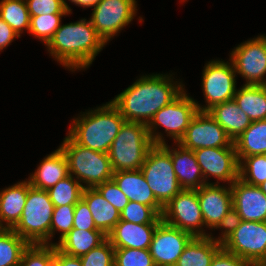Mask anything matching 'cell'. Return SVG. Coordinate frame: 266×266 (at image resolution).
<instances>
[{
	"instance_id": "f35d334b",
	"label": "cell",
	"mask_w": 266,
	"mask_h": 266,
	"mask_svg": "<svg viewBox=\"0 0 266 266\" xmlns=\"http://www.w3.org/2000/svg\"><path fill=\"white\" fill-rule=\"evenodd\" d=\"M115 249L107 238L102 244L80 257L82 266H114Z\"/></svg>"
},
{
	"instance_id": "7c38bea8",
	"label": "cell",
	"mask_w": 266,
	"mask_h": 266,
	"mask_svg": "<svg viewBox=\"0 0 266 266\" xmlns=\"http://www.w3.org/2000/svg\"><path fill=\"white\" fill-rule=\"evenodd\" d=\"M137 11L136 0H101L94 6L90 20L107 44L133 21Z\"/></svg>"
},
{
	"instance_id": "4fadbf2b",
	"label": "cell",
	"mask_w": 266,
	"mask_h": 266,
	"mask_svg": "<svg viewBox=\"0 0 266 266\" xmlns=\"http://www.w3.org/2000/svg\"><path fill=\"white\" fill-rule=\"evenodd\" d=\"M245 85H266V35L247 40L232 50L229 58Z\"/></svg>"
},
{
	"instance_id": "6da1fadb",
	"label": "cell",
	"mask_w": 266,
	"mask_h": 266,
	"mask_svg": "<svg viewBox=\"0 0 266 266\" xmlns=\"http://www.w3.org/2000/svg\"><path fill=\"white\" fill-rule=\"evenodd\" d=\"M172 75H142L110 102L119 110L125 121L147 125L161 108L185 90L182 81H174Z\"/></svg>"
},
{
	"instance_id": "f6af8a7d",
	"label": "cell",
	"mask_w": 266,
	"mask_h": 266,
	"mask_svg": "<svg viewBox=\"0 0 266 266\" xmlns=\"http://www.w3.org/2000/svg\"><path fill=\"white\" fill-rule=\"evenodd\" d=\"M54 266H82L80 257L67 255L55 246Z\"/></svg>"
},
{
	"instance_id": "7bdbcfd3",
	"label": "cell",
	"mask_w": 266,
	"mask_h": 266,
	"mask_svg": "<svg viewBox=\"0 0 266 266\" xmlns=\"http://www.w3.org/2000/svg\"><path fill=\"white\" fill-rule=\"evenodd\" d=\"M210 266H253L245 259L221 248L212 258Z\"/></svg>"
},
{
	"instance_id": "44dd1931",
	"label": "cell",
	"mask_w": 266,
	"mask_h": 266,
	"mask_svg": "<svg viewBox=\"0 0 266 266\" xmlns=\"http://www.w3.org/2000/svg\"><path fill=\"white\" fill-rule=\"evenodd\" d=\"M175 144L178 148L170 147V157L180 187L197 190L206 185L194 151L184 148L179 143Z\"/></svg>"
},
{
	"instance_id": "5bb4252c",
	"label": "cell",
	"mask_w": 266,
	"mask_h": 266,
	"mask_svg": "<svg viewBox=\"0 0 266 266\" xmlns=\"http://www.w3.org/2000/svg\"><path fill=\"white\" fill-rule=\"evenodd\" d=\"M197 195L205 228L223 233L233 220L231 187L206 184L197 189Z\"/></svg>"
},
{
	"instance_id": "60d3db41",
	"label": "cell",
	"mask_w": 266,
	"mask_h": 266,
	"mask_svg": "<svg viewBox=\"0 0 266 266\" xmlns=\"http://www.w3.org/2000/svg\"><path fill=\"white\" fill-rule=\"evenodd\" d=\"M100 194L112 204L120 213L127 206L129 199L119 189L113 179L103 182L95 187Z\"/></svg>"
},
{
	"instance_id": "83f0119b",
	"label": "cell",
	"mask_w": 266,
	"mask_h": 266,
	"mask_svg": "<svg viewBox=\"0 0 266 266\" xmlns=\"http://www.w3.org/2000/svg\"><path fill=\"white\" fill-rule=\"evenodd\" d=\"M251 121L266 120V85H245L233 97Z\"/></svg>"
},
{
	"instance_id": "9a60e30c",
	"label": "cell",
	"mask_w": 266,
	"mask_h": 266,
	"mask_svg": "<svg viewBox=\"0 0 266 266\" xmlns=\"http://www.w3.org/2000/svg\"><path fill=\"white\" fill-rule=\"evenodd\" d=\"M206 184L219 185L222 181L230 186L239 178V161L235 147L201 148L194 150ZM217 182L210 183L208 178Z\"/></svg>"
},
{
	"instance_id": "f546056e",
	"label": "cell",
	"mask_w": 266,
	"mask_h": 266,
	"mask_svg": "<svg viewBox=\"0 0 266 266\" xmlns=\"http://www.w3.org/2000/svg\"><path fill=\"white\" fill-rule=\"evenodd\" d=\"M29 243L13 229L0 228V266H20Z\"/></svg>"
},
{
	"instance_id": "8d00e7d4",
	"label": "cell",
	"mask_w": 266,
	"mask_h": 266,
	"mask_svg": "<svg viewBox=\"0 0 266 266\" xmlns=\"http://www.w3.org/2000/svg\"><path fill=\"white\" fill-rule=\"evenodd\" d=\"M114 266H156L147 249L118 248L114 253Z\"/></svg>"
},
{
	"instance_id": "7dc6e473",
	"label": "cell",
	"mask_w": 266,
	"mask_h": 266,
	"mask_svg": "<svg viewBox=\"0 0 266 266\" xmlns=\"http://www.w3.org/2000/svg\"><path fill=\"white\" fill-rule=\"evenodd\" d=\"M258 187L266 195V181L258 185Z\"/></svg>"
},
{
	"instance_id": "ba28073f",
	"label": "cell",
	"mask_w": 266,
	"mask_h": 266,
	"mask_svg": "<svg viewBox=\"0 0 266 266\" xmlns=\"http://www.w3.org/2000/svg\"><path fill=\"white\" fill-rule=\"evenodd\" d=\"M183 91L175 100L161 108L149 121L147 131L154 145L166 144V139L157 127H164L167 137L178 143L186 133L190 121L198 112L194 98Z\"/></svg>"
},
{
	"instance_id": "d590c367",
	"label": "cell",
	"mask_w": 266,
	"mask_h": 266,
	"mask_svg": "<svg viewBox=\"0 0 266 266\" xmlns=\"http://www.w3.org/2000/svg\"><path fill=\"white\" fill-rule=\"evenodd\" d=\"M55 244H29L20 266H54Z\"/></svg>"
},
{
	"instance_id": "cb8c5ba5",
	"label": "cell",
	"mask_w": 266,
	"mask_h": 266,
	"mask_svg": "<svg viewBox=\"0 0 266 266\" xmlns=\"http://www.w3.org/2000/svg\"><path fill=\"white\" fill-rule=\"evenodd\" d=\"M81 198L86 202L96 228L108 235L120 221L121 213L96 188H84Z\"/></svg>"
},
{
	"instance_id": "30bf717a",
	"label": "cell",
	"mask_w": 266,
	"mask_h": 266,
	"mask_svg": "<svg viewBox=\"0 0 266 266\" xmlns=\"http://www.w3.org/2000/svg\"><path fill=\"white\" fill-rule=\"evenodd\" d=\"M211 60L202 72V90L206 105L196 100L198 111H208L214 105L233 99L236 94V73L232 61Z\"/></svg>"
},
{
	"instance_id": "e0dca14e",
	"label": "cell",
	"mask_w": 266,
	"mask_h": 266,
	"mask_svg": "<svg viewBox=\"0 0 266 266\" xmlns=\"http://www.w3.org/2000/svg\"><path fill=\"white\" fill-rule=\"evenodd\" d=\"M193 236L161 221L154 232L149 252L156 266L176 265Z\"/></svg>"
},
{
	"instance_id": "2e32d148",
	"label": "cell",
	"mask_w": 266,
	"mask_h": 266,
	"mask_svg": "<svg viewBox=\"0 0 266 266\" xmlns=\"http://www.w3.org/2000/svg\"><path fill=\"white\" fill-rule=\"evenodd\" d=\"M178 143L192 151L201 148L235 147L232 139L208 111H198L195 114Z\"/></svg>"
},
{
	"instance_id": "7a4b0ae2",
	"label": "cell",
	"mask_w": 266,
	"mask_h": 266,
	"mask_svg": "<svg viewBox=\"0 0 266 266\" xmlns=\"http://www.w3.org/2000/svg\"><path fill=\"white\" fill-rule=\"evenodd\" d=\"M105 45L91 20L83 18L77 22L61 24L46 47L57 62L73 72L89 68Z\"/></svg>"
},
{
	"instance_id": "ab89813d",
	"label": "cell",
	"mask_w": 266,
	"mask_h": 266,
	"mask_svg": "<svg viewBox=\"0 0 266 266\" xmlns=\"http://www.w3.org/2000/svg\"><path fill=\"white\" fill-rule=\"evenodd\" d=\"M30 16L48 14H70L71 7L66 0H25Z\"/></svg>"
},
{
	"instance_id": "3957f363",
	"label": "cell",
	"mask_w": 266,
	"mask_h": 266,
	"mask_svg": "<svg viewBox=\"0 0 266 266\" xmlns=\"http://www.w3.org/2000/svg\"><path fill=\"white\" fill-rule=\"evenodd\" d=\"M82 113L73 118L67 135L76 144L108 153L125 119L110 101Z\"/></svg>"
},
{
	"instance_id": "f1b7e54d",
	"label": "cell",
	"mask_w": 266,
	"mask_h": 266,
	"mask_svg": "<svg viewBox=\"0 0 266 266\" xmlns=\"http://www.w3.org/2000/svg\"><path fill=\"white\" fill-rule=\"evenodd\" d=\"M233 143L239 162L244 157L265 153L266 120L253 121Z\"/></svg>"
},
{
	"instance_id": "603a6c76",
	"label": "cell",
	"mask_w": 266,
	"mask_h": 266,
	"mask_svg": "<svg viewBox=\"0 0 266 266\" xmlns=\"http://www.w3.org/2000/svg\"><path fill=\"white\" fill-rule=\"evenodd\" d=\"M28 193V179L0 191V228L12 229L20 220Z\"/></svg>"
},
{
	"instance_id": "e575fe53",
	"label": "cell",
	"mask_w": 266,
	"mask_h": 266,
	"mask_svg": "<svg viewBox=\"0 0 266 266\" xmlns=\"http://www.w3.org/2000/svg\"><path fill=\"white\" fill-rule=\"evenodd\" d=\"M120 220L134 224H159L162 218L153 207L135 201H129L121 212Z\"/></svg>"
},
{
	"instance_id": "836d02e7",
	"label": "cell",
	"mask_w": 266,
	"mask_h": 266,
	"mask_svg": "<svg viewBox=\"0 0 266 266\" xmlns=\"http://www.w3.org/2000/svg\"><path fill=\"white\" fill-rule=\"evenodd\" d=\"M66 15L69 14L30 16V29L28 33L40 39L46 45L60 27L62 17Z\"/></svg>"
},
{
	"instance_id": "ffe728a7",
	"label": "cell",
	"mask_w": 266,
	"mask_h": 266,
	"mask_svg": "<svg viewBox=\"0 0 266 266\" xmlns=\"http://www.w3.org/2000/svg\"><path fill=\"white\" fill-rule=\"evenodd\" d=\"M112 179L129 201L153 207L162 215L163 206L156 200L140 169L113 172Z\"/></svg>"
},
{
	"instance_id": "484cf974",
	"label": "cell",
	"mask_w": 266,
	"mask_h": 266,
	"mask_svg": "<svg viewBox=\"0 0 266 266\" xmlns=\"http://www.w3.org/2000/svg\"><path fill=\"white\" fill-rule=\"evenodd\" d=\"M222 248L220 237H193L185 246L177 266H210L212 258Z\"/></svg>"
},
{
	"instance_id": "52a82bcc",
	"label": "cell",
	"mask_w": 266,
	"mask_h": 266,
	"mask_svg": "<svg viewBox=\"0 0 266 266\" xmlns=\"http://www.w3.org/2000/svg\"><path fill=\"white\" fill-rule=\"evenodd\" d=\"M53 210L48 192L32 187L28 180L27 200L19 222L12 229L29 244H50Z\"/></svg>"
},
{
	"instance_id": "277c9868",
	"label": "cell",
	"mask_w": 266,
	"mask_h": 266,
	"mask_svg": "<svg viewBox=\"0 0 266 266\" xmlns=\"http://www.w3.org/2000/svg\"><path fill=\"white\" fill-rule=\"evenodd\" d=\"M59 148L67 159L69 174L82 182L83 188H95L112 179L113 170L108 153L76 144L68 135Z\"/></svg>"
},
{
	"instance_id": "9c48e42d",
	"label": "cell",
	"mask_w": 266,
	"mask_h": 266,
	"mask_svg": "<svg viewBox=\"0 0 266 266\" xmlns=\"http://www.w3.org/2000/svg\"><path fill=\"white\" fill-rule=\"evenodd\" d=\"M156 200L164 207L181 190L172 160L170 146L153 145L140 168Z\"/></svg>"
},
{
	"instance_id": "bcb514c9",
	"label": "cell",
	"mask_w": 266,
	"mask_h": 266,
	"mask_svg": "<svg viewBox=\"0 0 266 266\" xmlns=\"http://www.w3.org/2000/svg\"><path fill=\"white\" fill-rule=\"evenodd\" d=\"M70 2L74 3L75 5L79 7H94L96 6L101 0H69Z\"/></svg>"
},
{
	"instance_id": "8fae6325",
	"label": "cell",
	"mask_w": 266,
	"mask_h": 266,
	"mask_svg": "<svg viewBox=\"0 0 266 266\" xmlns=\"http://www.w3.org/2000/svg\"><path fill=\"white\" fill-rule=\"evenodd\" d=\"M161 218L166 224L188 232L193 237L212 236L204 230L197 190L182 189L163 207Z\"/></svg>"
},
{
	"instance_id": "8992f818",
	"label": "cell",
	"mask_w": 266,
	"mask_h": 266,
	"mask_svg": "<svg viewBox=\"0 0 266 266\" xmlns=\"http://www.w3.org/2000/svg\"><path fill=\"white\" fill-rule=\"evenodd\" d=\"M219 237L224 250L253 266L266 265V222L232 220Z\"/></svg>"
},
{
	"instance_id": "7402d4cb",
	"label": "cell",
	"mask_w": 266,
	"mask_h": 266,
	"mask_svg": "<svg viewBox=\"0 0 266 266\" xmlns=\"http://www.w3.org/2000/svg\"><path fill=\"white\" fill-rule=\"evenodd\" d=\"M68 175L67 159L63 151L58 148L40 161L28 180L32 187L47 191Z\"/></svg>"
},
{
	"instance_id": "1f68e13d",
	"label": "cell",
	"mask_w": 266,
	"mask_h": 266,
	"mask_svg": "<svg viewBox=\"0 0 266 266\" xmlns=\"http://www.w3.org/2000/svg\"><path fill=\"white\" fill-rule=\"evenodd\" d=\"M83 187L81 183L70 174L61 179L56 185L47 190L54 207L76 205L81 199Z\"/></svg>"
},
{
	"instance_id": "d4e9b609",
	"label": "cell",
	"mask_w": 266,
	"mask_h": 266,
	"mask_svg": "<svg viewBox=\"0 0 266 266\" xmlns=\"http://www.w3.org/2000/svg\"><path fill=\"white\" fill-rule=\"evenodd\" d=\"M208 113L226 131L232 141H235L252 123L234 99L214 105Z\"/></svg>"
},
{
	"instance_id": "4316f807",
	"label": "cell",
	"mask_w": 266,
	"mask_h": 266,
	"mask_svg": "<svg viewBox=\"0 0 266 266\" xmlns=\"http://www.w3.org/2000/svg\"><path fill=\"white\" fill-rule=\"evenodd\" d=\"M107 239L103 231H88L72 228L59 242L54 243L61 252L81 257Z\"/></svg>"
},
{
	"instance_id": "74e56055",
	"label": "cell",
	"mask_w": 266,
	"mask_h": 266,
	"mask_svg": "<svg viewBox=\"0 0 266 266\" xmlns=\"http://www.w3.org/2000/svg\"><path fill=\"white\" fill-rule=\"evenodd\" d=\"M74 207L75 205L54 207L50 227V245L54 244L51 239L54 237L55 232L58 231L60 233V240L73 228Z\"/></svg>"
},
{
	"instance_id": "ee69618b",
	"label": "cell",
	"mask_w": 266,
	"mask_h": 266,
	"mask_svg": "<svg viewBox=\"0 0 266 266\" xmlns=\"http://www.w3.org/2000/svg\"><path fill=\"white\" fill-rule=\"evenodd\" d=\"M15 38H20L15 31L0 17V51L6 49Z\"/></svg>"
},
{
	"instance_id": "d6a6232c",
	"label": "cell",
	"mask_w": 266,
	"mask_h": 266,
	"mask_svg": "<svg viewBox=\"0 0 266 266\" xmlns=\"http://www.w3.org/2000/svg\"><path fill=\"white\" fill-rule=\"evenodd\" d=\"M239 179L258 186L266 181V161L262 155L244 157L239 162Z\"/></svg>"
},
{
	"instance_id": "c3c4849f",
	"label": "cell",
	"mask_w": 266,
	"mask_h": 266,
	"mask_svg": "<svg viewBox=\"0 0 266 266\" xmlns=\"http://www.w3.org/2000/svg\"><path fill=\"white\" fill-rule=\"evenodd\" d=\"M262 156L264 157L265 161H266V152L262 154Z\"/></svg>"
},
{
	"instance_id": "ac0fdd59",
	"label": "cell",
	"mask_w": 266,
	"mask_h": 266,
	"mask_svg": "<svg viewBox=\"0 0 266 266\" xmlns=\"http://www.w3.org/2000/svg\"><path fill=\"white\" fill-rule=\"evenodd\" d=\"M233 220L266 222V195L258 186L237 179L231 185Z\"/></svg>"
},
{
	"instance_id": "d6986e66",
	"label": "cell",
	"mask_w": 266,
	"mask_h": 266,
	"mask_svg": "<svg viewBox=\"0 0 266 266\" xmlns=\"http://www.w3.org/2000/svg\"><path fill=\"white\" fill-rule=\"evenodd\" d=\"M158 224H134L120 220L107 235L114 249L132 248L149 250Z\"/></svg>"
},
{
	"instance_id": "4dcf8cb0",
	"label": "cell",
	"mask_w": 266,
	"mask_h": 266,
	"mask_svg": "<svg viewBox=\"0 0 266 266\" xmlns=\"http://www.w3.org/2000/svg\"><path fill=\"white\" fill-rule=\"evenodd\" d=\"M0 17L19 37L23 30L29 32L31 17L25 0H0Z\"/></svg>"
},
{
	"instance_id": "b9f144b4",
	"label": "cell",
	"mask_w": 266,
	"mask_h": 266,
	"mask_svg": "<svg viewBox=\"0 0 266 266\" xmlns=\"http://www.w3.org/2000/svg\"><path fill=\"white\" fill-rule=\"evenodd\" d=\"M73 228L85 231H101L96 228L91 212L82 198L74 207Z\"/></svg>"
},
{
	"instance_id": "5b68a950",
	"label": "cell",
	"mask_w": 266,
	"mask_h": 266,
	"mask_svg": "<svg viewBox=\"0 0 266 266\" xmlns=\"http://www.w3.org/2000/svg\"><path fill=\"white\" fill-rule=\"evenodd\" d=\"M153 145L146 124L125 121L108 152L113 172L139 170Z\"/></svg>"
}]
</instances>
